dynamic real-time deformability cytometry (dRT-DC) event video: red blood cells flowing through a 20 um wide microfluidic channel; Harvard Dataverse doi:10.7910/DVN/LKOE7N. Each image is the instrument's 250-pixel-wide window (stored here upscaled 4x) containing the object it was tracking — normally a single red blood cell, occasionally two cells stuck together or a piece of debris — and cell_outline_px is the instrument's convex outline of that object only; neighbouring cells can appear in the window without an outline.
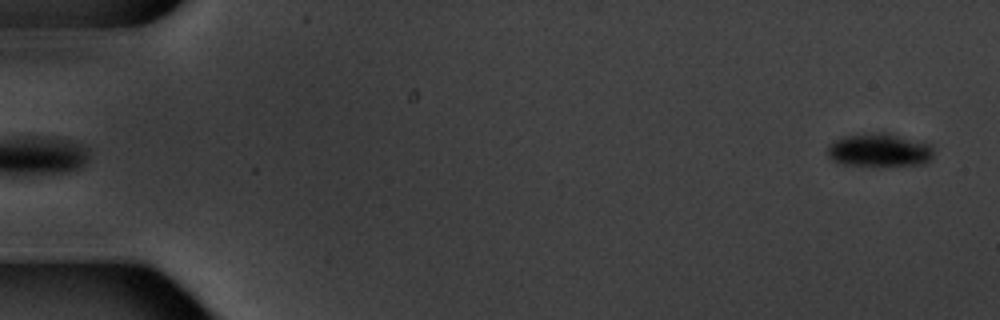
{"species": "common noctule bat (a hibernating species)", "species_latin": "Nyctalus noctula", "temperature_condition": "warm", "stored_images_in_passage": 8, "camera_frame_rate_fps": 3000, "um_per_image_px": 0.085, "animal": {"sex": "male", "body_mass_g": 20.1, "forearm_length_mm": 53.5}, "frame": {"image": 1, "passage_image": 1, "time_ms": 0.0, "image_size_px": [1000, 320], "cell_outline_px": [[936, 152], [924, 164], [844, 164], [832, 160], [824, 152], [828, 144], [844, 136], [864, 132], [888, 132], [932, 144]], "centroid_in_image_um": [74.73, 12.71], "position_along_channel_um": 10.3, "area_um2": 20.69}}
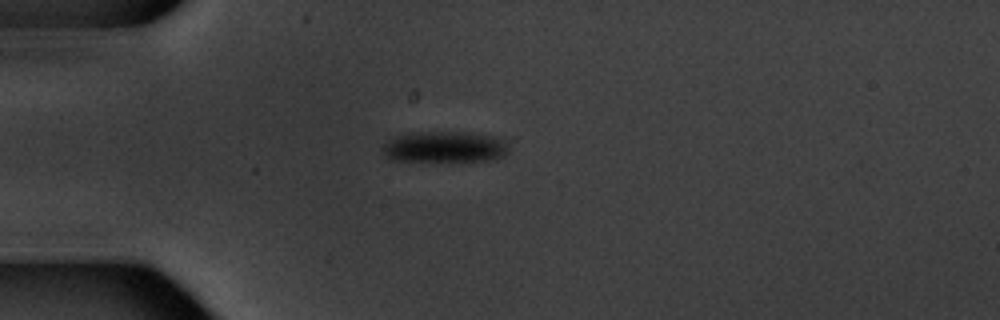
{"frame": {"image": 2, "passage_image": 5, "time_ms": 4.667, "image_size_px": [1000, 320], "cell_outline_px": [[508, 152], [504, 156], [488, 160], [388, 160], [384, 156], [380, 148], [388, 140], [396, 136], [416, 132], [464, 132], [504, 136], [508, 140]], "centroid_in_image_um": [37.85, 12.46], "position_along_channel_um": 47.2, "area_um2": 23.12}}